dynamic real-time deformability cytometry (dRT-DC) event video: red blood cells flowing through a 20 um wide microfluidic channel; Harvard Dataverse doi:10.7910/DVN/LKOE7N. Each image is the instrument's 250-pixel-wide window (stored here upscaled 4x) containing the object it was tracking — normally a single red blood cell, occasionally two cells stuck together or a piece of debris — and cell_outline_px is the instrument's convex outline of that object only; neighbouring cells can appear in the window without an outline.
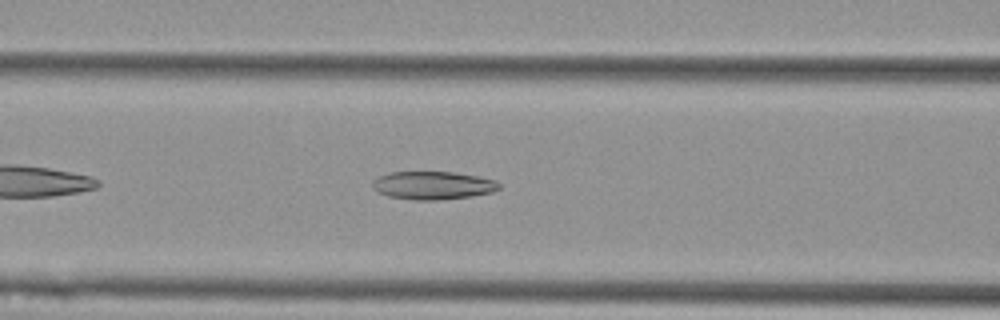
{"species": "Egyptian fruit bat (a non-hibernating species)", "species_latin": "Rousettus aegyptiacus", "temperature_condition": "cold", "stored_images_in_passage": 40, "camera_frame_rate_fps": 3000, "um_per_image_px": 0.085, "animal": {"sex": "female"}, "frame": {"image": 1, "passage_image": 7, "time_ms": 2.0, "image_size_px": [1000, 320], "cell_outline_px": [[500, 188], [492, 192], [472, 196], [436, 200], [416, 200], [388, 196], [372, 188], [372, 180], [388, 172], [456, 172], [496, 180], [500, 184]], "centroid_in_image_um": [36.8, 15.75], "position_along_channel_um": 129.8, "area_um2": 20.69}}
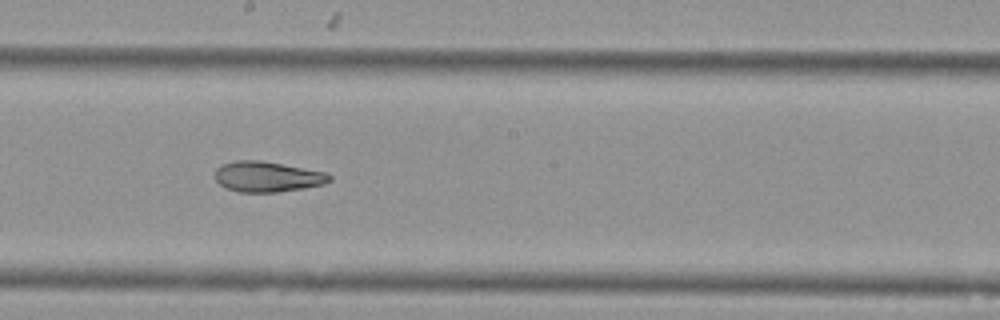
{"frame": {"image": 2, "passage_image": 15, "time_ms": 4.667, "image_size_px": [1000, 320], "cell_outline_px": [[332, 180], [324, 184], [304, 188], [276, 192], [236, 192], [220, 184], [216, 180], [216, 168], [224, 164], [236, 160], [260, 160], [328, 172], [332, 176]], "centroid_in_image_um": [22.77, 15.02], "position_along_channel_um": 225.4, "area_um2": 20.35}}
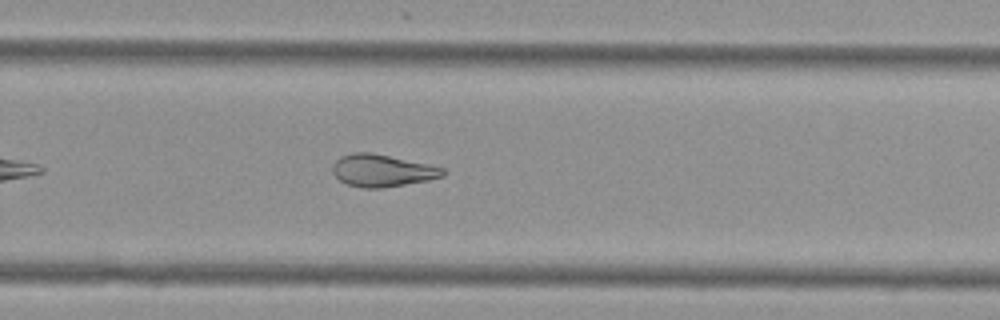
{"frame": {"image": 3, "passage_image": 21, "time_ms": 6.667, "image_size_px": [1000, 320], "cell_outline_px": [[448, 172], [444, 176], [428, 180], [384, 188], [364, 188], [348, 184], [340, 180], [332, 172], [332, 164], [340, 156], [352, 152], [368, 152], [388, 156], [444, 168]], "centroid_in_image_um": [32.47, 14.5], "position_along_channel_um": 297.3, "area_um2": 20.58}, "authors_computed_cell_mechanics": {"area_um2": 21.5883, "velocity_mm_per_s": 3.6018, "shape_relaxation_time_tau1_ms": null, "shape_relaxation_time_tau2_ms": 4.5704, "deformation_change_tau1": null, "deformation_change_tau2": 0.1223}}